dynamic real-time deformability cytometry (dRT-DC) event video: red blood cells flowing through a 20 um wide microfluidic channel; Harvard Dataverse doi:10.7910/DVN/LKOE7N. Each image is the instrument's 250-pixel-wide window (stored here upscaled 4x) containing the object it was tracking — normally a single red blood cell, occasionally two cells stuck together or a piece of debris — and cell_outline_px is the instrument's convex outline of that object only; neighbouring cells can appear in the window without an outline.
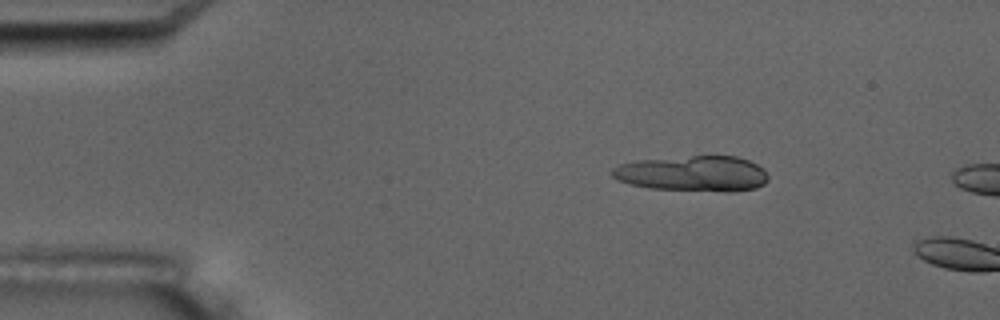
{"species": "common noctule bat (a hibernating species)", "species_latin": "Nyctalus noctula", "temperature_condition": "room temperature", "stored_images_in_passage": 4, "camera_frame_rate_fps": 3000, "um_per_image_px": 0.085, "animal": {"sex": "male", "body_mass_g": 17.5, "forearm_length_mm": 52.3}, "frame": {"image": 1, "passage_image": 3, "time_ms": 2.667, "image_size_px": [1000, 320], "cell_outline_px": [[768, 180], [764, 184], [756, 188], [732, 192], [724, 192], [648, 188], [632, 184], [620, 180], [612, 176], [608, 172], [616, 164], [636, 160], [692, 156], [736, 156], [748, 160], [764, 168], [768, 176]], "centroid_in_image_um": [58.89, 14.76], "position_along_channel_um": 26.1, "area_um2": 32.71}}